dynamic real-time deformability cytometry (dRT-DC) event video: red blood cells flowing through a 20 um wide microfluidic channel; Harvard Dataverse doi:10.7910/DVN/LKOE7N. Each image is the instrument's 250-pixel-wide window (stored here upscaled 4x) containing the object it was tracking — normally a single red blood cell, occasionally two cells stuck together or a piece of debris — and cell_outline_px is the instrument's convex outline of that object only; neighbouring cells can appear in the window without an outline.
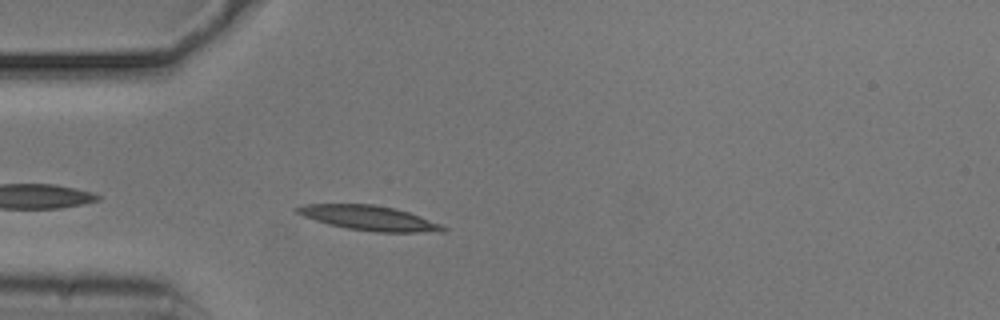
{"species": "common noctule bat (a hibernating species)", "species_latin": "Nyctalus noctula", "temperature_condition": "cold", "stored_images_in_passage": 40, "camera_frame_rate_fps": 3000, "um_per_image_px": 0.085, "animal": {"sex": "male", "body_mass_g": 20.5, "forearm_length_mm": 52.5}, "frame": {"image": 1, "passage_image": 3, "time_ms": 0.667, "image_size_px": [1000, 320], "cell_outline_px": [[448, 228], [444, 232], [376, 232], [348, 228], [328, 224], [304, 216], [296, 212], [296, 208], [304, 204], [372, 204], [392, 208], [408, 212], [440, 224]], "centroid_in_image_um": [31.39, 18.53], "position_along_channel_um": 53.6, "area_um2": 20.69}}
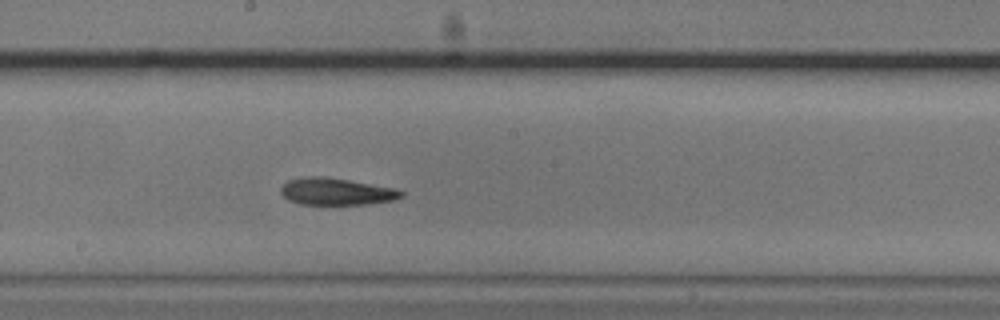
{"frame": {"image": 2, "passage_image": 17, "time_ms": 5.333, "image_size_px": [1000, 320], "cell_outline_px": [[404, 196], [396, 200], [364, 204], [300, 204], [288, 200], [280, 192], [280, 188], [288, 180], [308, 176], [324, 176], [396, 188], [404, 192]], "centroid_in_image_um": [28.6, 16.28], "position_along_channel_um": 219.6, "area_um2": 18.96}}
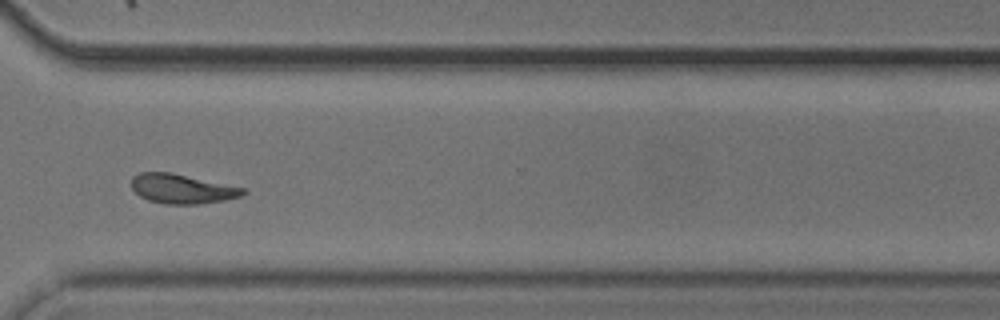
{"frame": {"image": 3, "passage_image": 28, "time_ms": 9.0, "image_size_px": [1000, 320], "cell_outline_px": [[248, 192], [240, 196], [224, 200], [196, 204], [164, 204], [148, 200], [140, 196], [132, 188], [132, 176], [140, 172], [172, 172], [248, 188]], "centroid_in_image_um": [15.51, 16.04], "position_along_channel_um": 355.1, "area_um2": 19.36}, "authors_computed_cell_mechanics": {"area_um2": 19.2185, "velocity_mm_per_s": 3.7068, "shape_relaxation_time_tau1_ms": 10.2396, "shape_relaxation_time_tau2_ms": 5.8391, "deformation_change_tau1": 0.2185, "deformation_change_tau2": 0.1326}}